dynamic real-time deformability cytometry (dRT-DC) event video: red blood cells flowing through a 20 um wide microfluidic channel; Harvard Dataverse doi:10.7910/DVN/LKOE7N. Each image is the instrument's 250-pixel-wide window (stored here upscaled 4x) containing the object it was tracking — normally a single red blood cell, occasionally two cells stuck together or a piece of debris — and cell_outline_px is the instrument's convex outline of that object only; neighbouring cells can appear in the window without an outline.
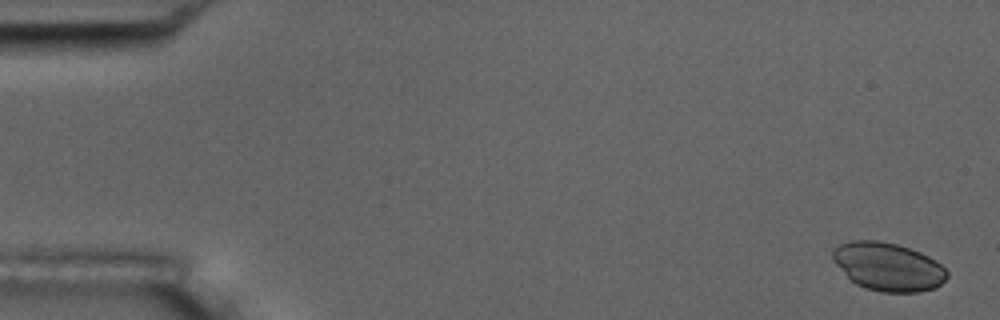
{"species": "common noctule bat (a hibernating species)", "species_latin": "Nyctalus noctula", "temperature_condition": "room temperature", "stored_images_in_passage": 6, "camera_frame_rate_fps": 3000, "um_per_image_px": 0.085, "animal": {"sex": "male", "body_mass_g": 17.5, "forearm_length_mm": 52.3}, "frame": {"image": 1, "passage_image": 1, "time_ms": 0.0, "image_size_px": [1000, 320], "cell_outline_px": [[948, 276], [936, 288], [920, 292], [880, 292], [864, 288], [856, 284], [832, 260], [832, 248], [840, 244], [852, 240], [876, 240], [896, 244], [920, 252], [928, 256], [940, 264], [948, 272]], "centroid_in_image_um": [75.48, 22.67], "position_along_channel_um": 9.5, "area_um2": 32.08}}